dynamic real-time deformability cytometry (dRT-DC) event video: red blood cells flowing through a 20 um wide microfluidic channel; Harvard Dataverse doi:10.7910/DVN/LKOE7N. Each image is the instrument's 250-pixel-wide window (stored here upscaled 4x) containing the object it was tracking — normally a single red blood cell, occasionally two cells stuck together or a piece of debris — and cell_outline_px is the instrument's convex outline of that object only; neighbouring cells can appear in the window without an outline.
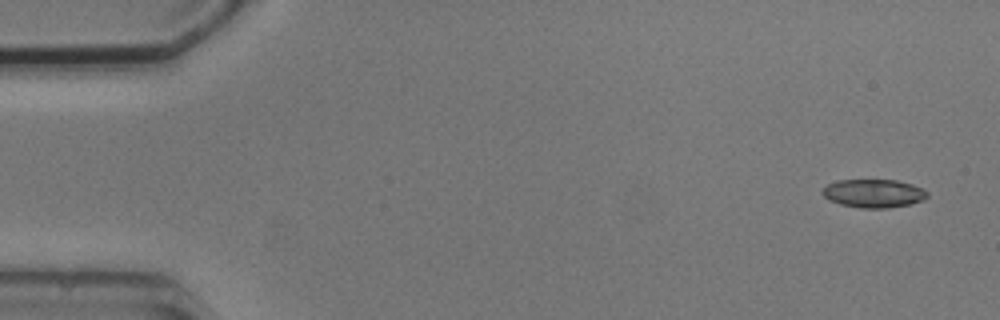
{"species": "common noctule bat (a hibernating species)", "species_latin": "Nyctalus noctula", "temperature_condition": "cold", "stored_images_in_passage": 8, "camera_frame_rate_fps": 3000, "um_per_image_px": 0.085, "animal": {"sex": "male", "body_mass_g": 20.5, "forearm_length_mm": 52.5}, "frame": {"image": 1, "passage_image": 1, "time_ms": 0.0, "image_size_px": [1000, 320], "cell_outline_px": [[928, 196], [924, 200], [912, 204], [888, 208], [860, 208], [840, 204], [828, 200], [820, 192], [828, 184], [836, 180], [896, 180], [912, 184], [924, 188], [928, 192]], "centroid_in_image_um": [74.28, 16.44], "position_along_channel_um": 10.7, "area_um2": 17.57}}
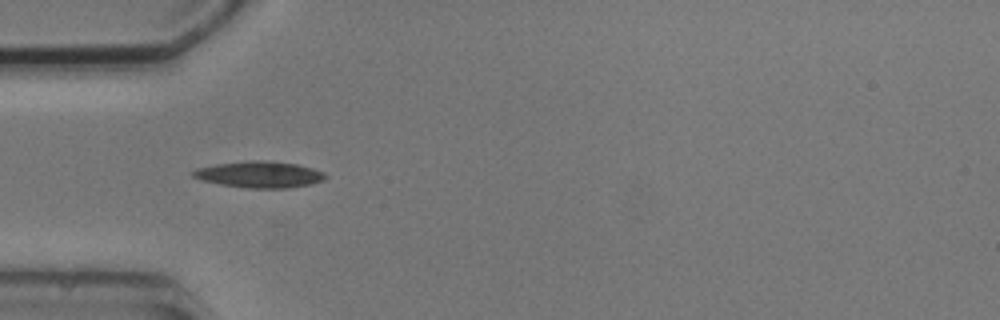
{"frame": {"image": 2, "passage_image": 5, "time_ms": 4.667, "image_size_px": [1000, 320], "cell_outline_px": [[328, 176], [324, 180], [312, 184], [288, 188], [248, 188], [220, 184], [204, 180], [192, 176], [192, 172], [196, 168], [216, 164], [252, 160], [268, 160], [296, 164], [312, 168], [324, 172]], "centroid_in_image_um": [22.1, 14.83], "position_along_channel_um": 62.9, "area_um2": 20.35}}